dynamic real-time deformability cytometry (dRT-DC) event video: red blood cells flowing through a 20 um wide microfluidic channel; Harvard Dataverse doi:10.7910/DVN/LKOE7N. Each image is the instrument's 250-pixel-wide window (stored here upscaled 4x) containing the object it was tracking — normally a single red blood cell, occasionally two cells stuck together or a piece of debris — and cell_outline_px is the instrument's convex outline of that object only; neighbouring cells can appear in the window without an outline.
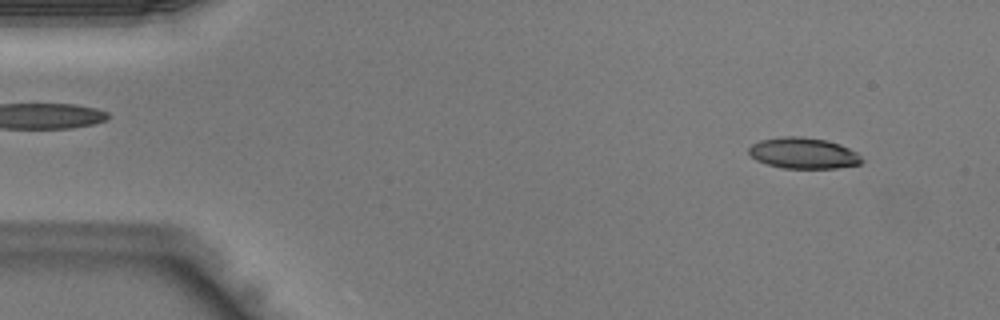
{"species": "Egyptian fruit bat (a non-hibernating species)", "species_latin": "Rousettus aegyptiacus", "temperature_condition": "warm", "stored_images_in_passage": 41, "camera_frame_rate_fps": 3000, "um_per_image_px": 0.085, "animal": {"sex": "male"}, "frame": {"image": 1, "passage_image": 3, "time_ms": 0.667, "image_size_px": [1000, 320], "cell_outline_px": [[864, 160], [860, 164], [836, 168], [784, 168], [768, 164], [756, 160], [748, 152], [748, 148], [752, 144], [760, 140], [784, 136], [800, 136], [828, 140], [840, 144], [856, 152]], "centroid_in_image_um": [68.29, 13.01], "position_along_channel_um": 16.7, "area_um2": 20.4}}
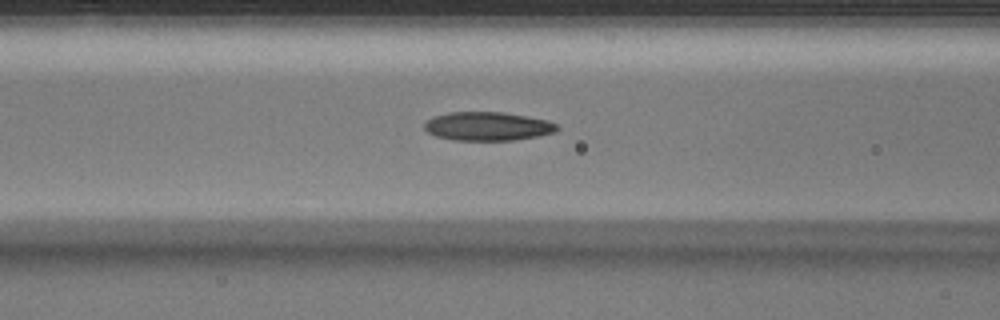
{"frame": {"image": 2, "passage_image": 16, "time_ms": 5.0, "image_size_px": [1000, 320], "cell_outline_px": [[560, 128], [556, 132], [540, 136], [512, 140], [452, 140], [436, 136], [428, 132], [424, 128], [424, 124], [432, 116], [448, 112], [504, 112], [528, 116], [548, 120], [556, 124]], "centroid_in_image_um": [41.47, 10.73], "position_along_channel_um": 125.1, "area_um2": 22.37}}
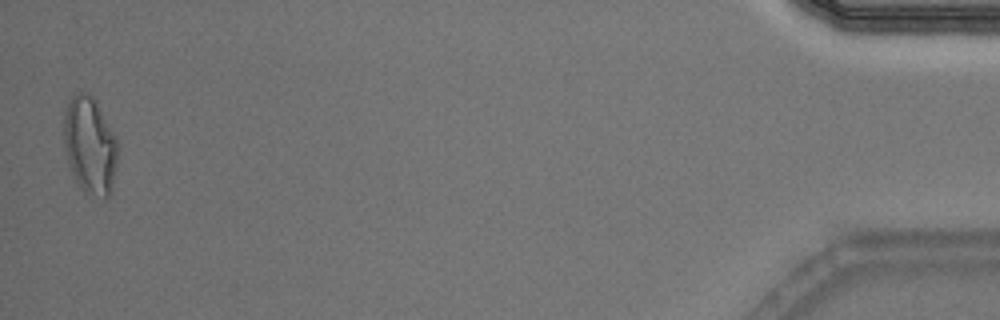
{"frame": {"image": 3, "passage_image": 41, "time_ms": 13.333, "image_size_px": [1000, 320], "cell_outline_px": [[116, 168], [108, 196], [104, 200], [88, 196], [80, 188], [72, 176], [68, 164], [64, 148], [64, 112], [68, 100], [76, 92], [88, 92], [96, 100], [116, 136]], "centroid_in_image_um": [7.61, 12.37], "position_along_channel_um": 427.6, "area_um2": 30.98}}